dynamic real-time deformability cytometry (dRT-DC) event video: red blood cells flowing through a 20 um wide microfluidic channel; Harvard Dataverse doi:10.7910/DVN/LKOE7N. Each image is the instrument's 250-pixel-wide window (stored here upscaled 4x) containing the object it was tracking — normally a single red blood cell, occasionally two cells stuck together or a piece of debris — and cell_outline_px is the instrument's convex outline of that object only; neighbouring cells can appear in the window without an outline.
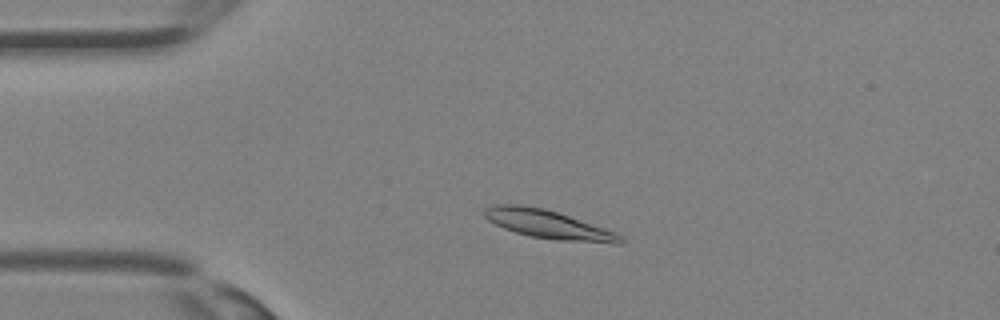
{"species": "Egyptian fruit bat (a non-hibernating species)", "species_latin": "Rousettus aegyptiacus", "temperature_condition": "room temperature", "stored_images_in_passage": 33, "camera_frame_rate_fps": 3000, "um_per_image_px": 0.085, "animal": {"sex": "female"}, "frame": {"image": 1, "passage_image": 6, "time_ms": 1.667, "image_size_px": [1000, 320], "cell_outline_px": [[624, 244], [612, 244], [560, 240], [532, 236], [516, 232], [504, 228], [488, 220], [484, 216], [484, 208], [488, 204], [520, 204], [544, 208], [616, 232], [624, 240]], "centroid_in_image_um": [46.58, 19.07], "position_along_channel_um": 38.4, "area_um2": 22.48}}
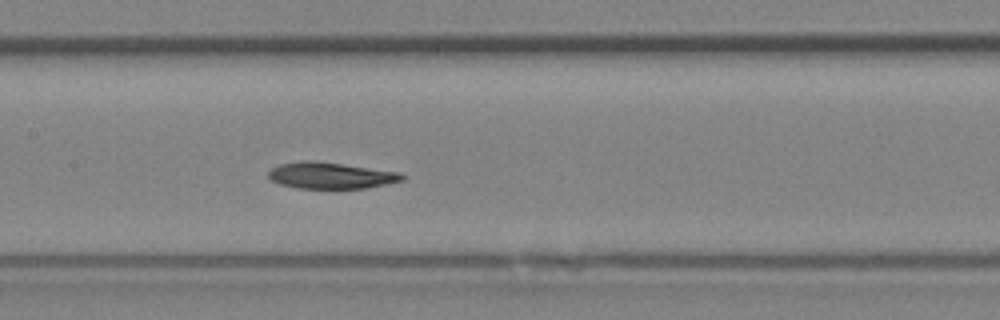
{"frame": {"image": 2, "passage_image": 15, "time_ms": 4.667, "image_size_px": [1000, 320], "cell_outline_px": [[404, 180], [368, 188], [296, 188], [280, 184], [272, 180], [268, 176], [268, 172], [272, 168], [280, 164], [304, 160], [312, 160], [400, 172], [404, 176]], "centroid_in_image_um": [28.11, 14.92], "position_along_channel_um": 179.3, "area_um2": 20.4}}
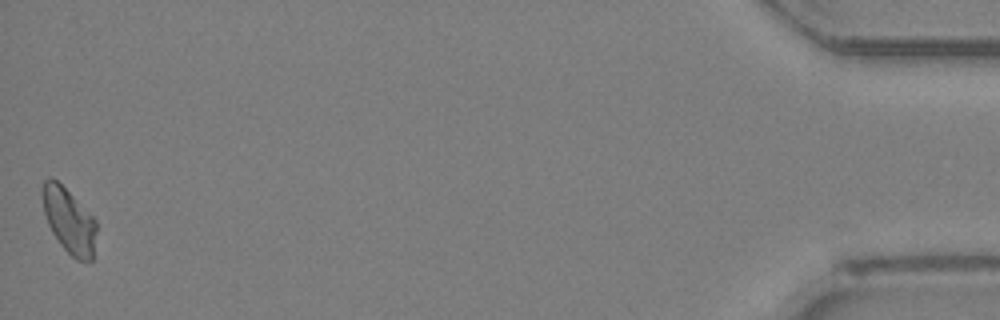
{"frame": {"image": 3, "passage_image": 33, "time_ms": 10.667, "image_size_px": [1000, 320], "cell_outline_px": [[96, 232], [92, 260], [76, 260], [60, 244], [52, 232], [48, 224], [44, 212], [40, 192], [40, 188], [44, 180], [48, 176], [52, 176], [96, 220]], "centroid_in_image_um": [5.82, 18.72], "position_along_channel_um": 429.4, "area_um2": 20.29}}